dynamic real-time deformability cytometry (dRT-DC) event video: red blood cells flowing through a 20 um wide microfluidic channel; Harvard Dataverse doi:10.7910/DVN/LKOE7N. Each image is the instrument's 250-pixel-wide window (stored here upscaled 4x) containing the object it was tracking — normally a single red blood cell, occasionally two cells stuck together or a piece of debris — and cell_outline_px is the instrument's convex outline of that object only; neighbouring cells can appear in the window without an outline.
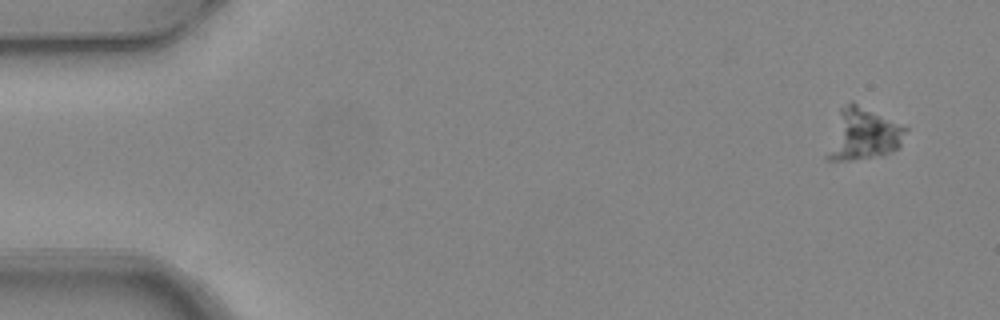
{"species": "common noctule bat (a hibernating species)", "species_latin": "Nyctalus noctula", "temperature_condition": "warm", "stored_images_in_passage": 5, "camera_frame_rate_fps": 3000, "um_per_image_px": 0.085, "animal": {"sex": "female", "body_mass_g": 24.6, "forearm_length_mm": 56.2}, "frame": {"image": 1, "passage_image": 1, "time_ms": 0.0, "image_size_px": [1000, 320], "cell_outline_px": [[908, 128], [900, 148], [884, 156], [852, 160], [828, 160], [824, 156], [840, 108], [852, 100]], "centroid_in_image_um": [73.37, 11.42], "position_along_channel_um": 11.6, "area_um2": 23.99}}